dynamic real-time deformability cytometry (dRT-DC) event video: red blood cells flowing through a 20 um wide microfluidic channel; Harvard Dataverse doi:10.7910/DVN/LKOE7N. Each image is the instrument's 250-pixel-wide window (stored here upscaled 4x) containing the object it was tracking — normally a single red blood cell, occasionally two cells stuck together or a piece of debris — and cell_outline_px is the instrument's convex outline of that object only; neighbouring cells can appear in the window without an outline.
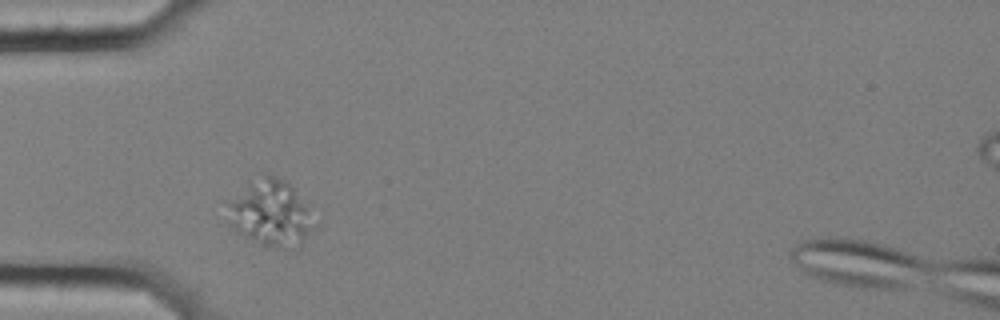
{"species": "common noctule bat (a hibernating species)", "species_latin": "Nyctalus noctula", "temperature_condition": "cold", "stored_images_in_passage": 45, "camera_frame_rate_fps": 3000, "um_per_image_px": 0.085, "animal": {"sex": "female", "body_mass_g": 25.1}, "frame": {"image": 1, "passage_image": 3, "time_ms": 0.667, "image_size_px": [1000, 320], "cell_outline_px": [[316, 224], [296, 252], [276, 248], [260, 244], [236, 232], [224, 220], [224, 200], [248, 180], [264, 172], [268, 172], [288, 180], [308, 208]], "centroid_in_image_um": [22.9, 18.08], "position_along_channel_um": 62.1, "area_um2": 35.6}}
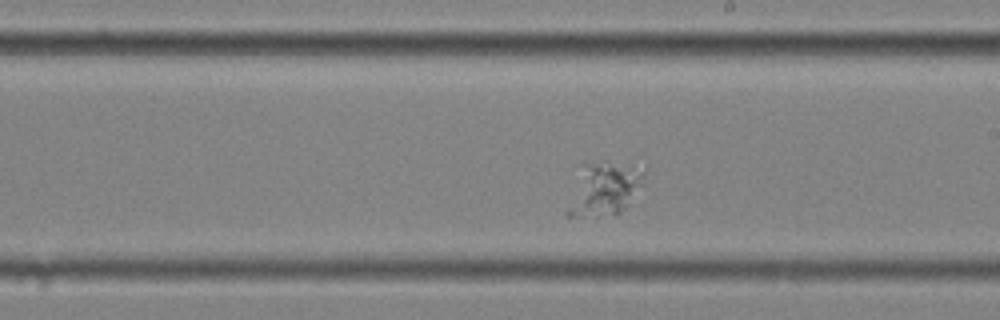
{"frame": {"image": 2, "passage_image": 19, "time_ms": 6.0, "image_size_px": [1000, 320], "cell_outline_px": [[644, 172], [628, 204], [616, 216], [568, 216], [564, 212], [580, 164], [596, 164], [632, 168]], "centroid_in_image_um": [51.16, 16.17], "position_along_channel_um": 237.8, "area_um2": 22.43}}
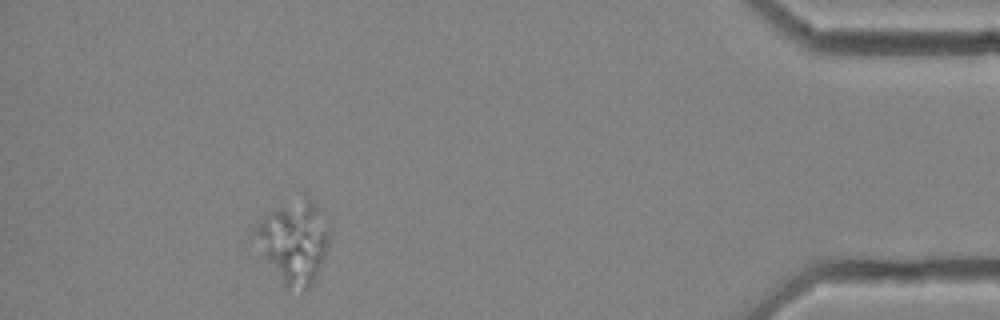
{"frame": {"image": 3, "passage_image": 39, "time_ms": 12.667, "image_size_px": [1000, 320], "cell_outline_px": [[328, 244], [324, 256], [308, 288], [304, 292], [288, 292], [284, 288], [264, 256], [252, 232], [252, 228], [264, 216], [276, 208], [308, 196], [316, 208], [328, 228]], "centroid_in_image_um": [24.93, 20.63], "position_along_channel_um": 410.3, "area_um2": 34.74}}